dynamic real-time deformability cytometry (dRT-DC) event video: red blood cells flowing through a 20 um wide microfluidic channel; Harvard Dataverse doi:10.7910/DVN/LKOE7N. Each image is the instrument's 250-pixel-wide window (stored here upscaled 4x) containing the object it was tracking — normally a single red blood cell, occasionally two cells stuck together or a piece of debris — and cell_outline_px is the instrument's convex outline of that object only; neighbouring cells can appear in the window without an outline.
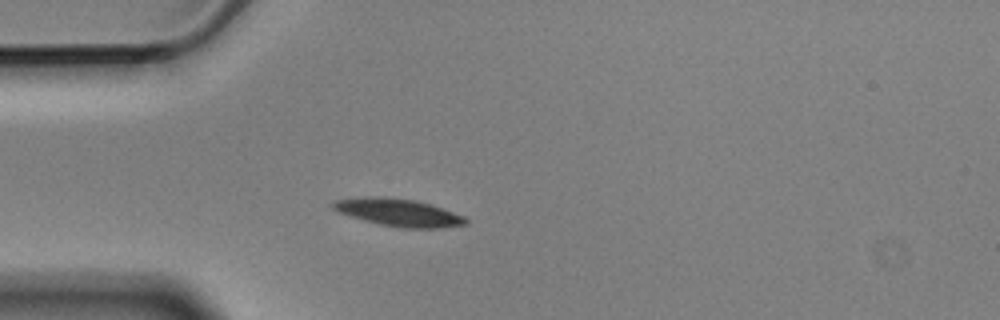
{"species": "Egyptian fruit bat (a non-hibernating species)", "species_latin": "Rousettus aegyptiacus", "temperature_condition": "cold", "stored_images_in_passage": 1, "camera_frame_rate_fps": 3000, "um_per_image_px": 0.085, "animal": {"sex": "male"}, "frame": {"image": 1, "passage_image": 1, "time_ms": 0.0, "image_size_px": [1000, 320], "cell_outline_px": [[468, 224], [444, 228], [400, 228], [380, 224], [364, 220], [336, 212], [332, 208], [332, 204], [336, 200], [368, 196], [384, 196], [416, 200], [464, 216], [468, 220]], "centroid_in_image_um": [33.86, 18.06], "position_along_channel_um": 51.1, "area_um2": 21.27}}